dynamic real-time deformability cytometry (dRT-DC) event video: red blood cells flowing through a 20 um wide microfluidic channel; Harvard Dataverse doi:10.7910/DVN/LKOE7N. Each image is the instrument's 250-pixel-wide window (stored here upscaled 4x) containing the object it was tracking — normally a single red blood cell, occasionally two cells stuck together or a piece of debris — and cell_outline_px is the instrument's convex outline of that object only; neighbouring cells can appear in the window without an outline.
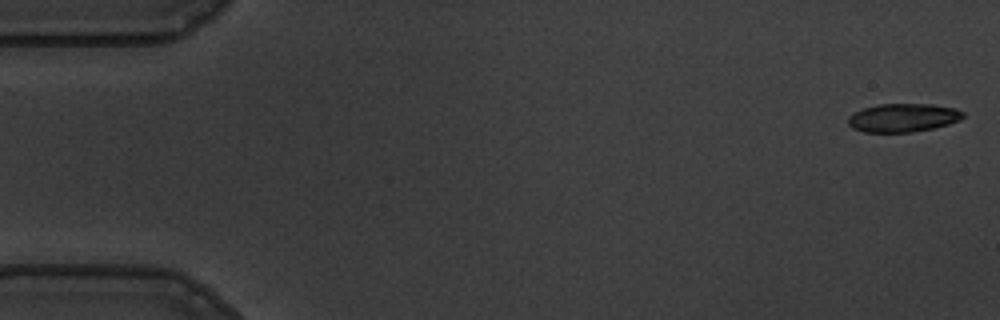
{"species": "common noctule bat (a hibernating species)", "species_latin": "Nyctalus noctula", "temperature_condition": "warm", "stored_images_in_passage": 7, "camera_frame_rate_fps": 3000, "um_per_image_px": 0.085, "animal": {"sex": "male", "body_mass_g": 19.5, "forearm_length_mm": 54.6}, "frame": {"image": 1, "passage_image": 1, "time_ms": 0.0, "image_size_px": [1000, 320], "cell_outline_px": [[964, 116], [960, 120], [948, 124], [932, 128], [912, 132], [864, 132], [852, 128], [848, 124], [848, 116], [864, 108], [880, 104], [928, 104], [956, 108], [964, 112]], "centroid_in_image_um": [76.76, 10.01], "position_along_channel_um": 8.2, "area_um2": 18.96}}